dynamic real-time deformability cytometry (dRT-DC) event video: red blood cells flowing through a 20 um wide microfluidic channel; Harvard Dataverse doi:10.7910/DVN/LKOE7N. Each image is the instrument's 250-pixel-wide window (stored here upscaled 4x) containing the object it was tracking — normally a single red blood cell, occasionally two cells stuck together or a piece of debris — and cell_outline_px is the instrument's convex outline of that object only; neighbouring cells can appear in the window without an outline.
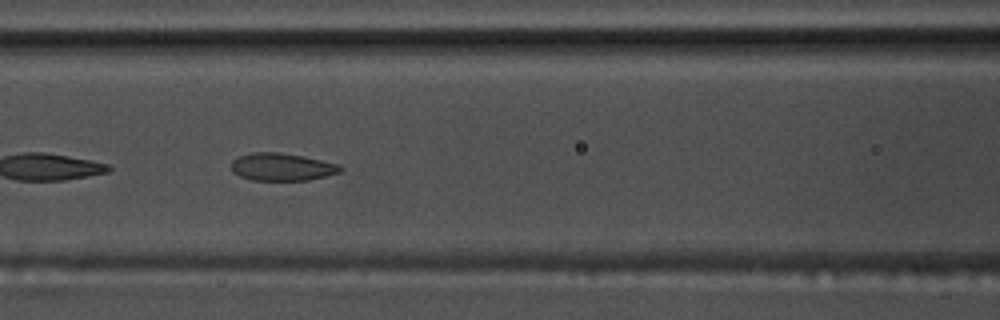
{"species": "common noctule bat (a hibernating species)", "species_latin": "Nyctalus noctula", "temperature_condition": "warm", "stored_images_in_passage": 55, "camera_frame_rate_fps": 3000, "um_per_image_px": 0.085, "animal": {"sex": "male", "body_mass_g": 17.5, "forearm_length_mm": 52.3}, "frame": {"image": 1, "passage_image": 24, "time_ms": 7.667, "image_size_px": [1000, 320], "cell_outline_px": [[344, 168], [340, 172], [308, 180], [252, 180], [240, 176], [232, 172], [232, 160], [236, 156], [252, 152], [280, 152], [304, 156], [340, 164]], "centroid_in_image_um": [23.95, 14.17], "position_along_channel_um": 142.6, "area_um2": 17.69}}
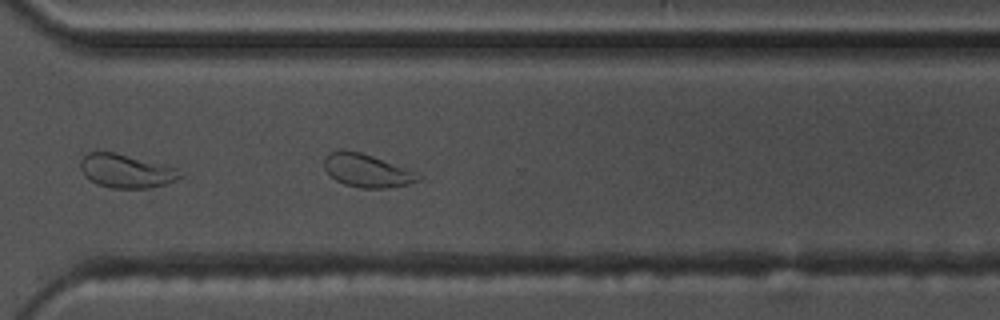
{"frame": {"image": 2, "passage_image": 40, "time_ms": 13.0, "image_size_px": [1000, 320], "cell_outline_px": [[424, 176], [420, 180], [408, 184], [384, 188], [360, 188], [344, 184], [336, 180], [324, 168], [324, 156], [332, 152], [360, 152], [372, 156]], "centroid_in_image_um": [31.19, 14.53], "position_along_channel_um": 339.4, "area_um2": 17.51}}
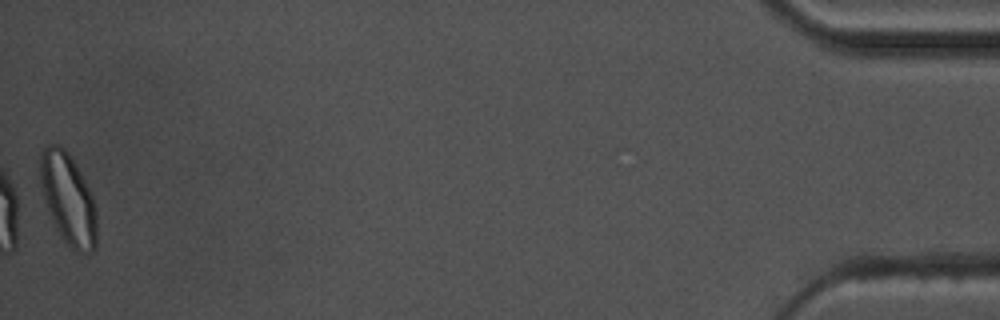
{"frame": {"image": 3, "passage_image": 55, "time_ms": 18.0, "image_size_px": [1000, 320], "cell_outline_px": [[96, 248], [92, 252], [76, 252], [60, 236], [56, 228], [44, 200], [40, 180], [40, 152], [48, 144], [60, 144], [68, 152], [84, 180], [92, 196], [96, 208]], "centroid_in_image_um": [5.79, 16.9], "position_along_channel_um": 429.4, "area_um2": 29.82}, "authors_computed_cell_mechanics": {"area_um2": 22.253, "velocity_mm_per_s": 3.6963, "shape_relaxation_time_tau1_ms": 3.391, "shape_relaxation_time_tau2_ms": 1.1234, "deformation_change_tau1": 0.1249, "deformation_change_tau2": 0.0724}}